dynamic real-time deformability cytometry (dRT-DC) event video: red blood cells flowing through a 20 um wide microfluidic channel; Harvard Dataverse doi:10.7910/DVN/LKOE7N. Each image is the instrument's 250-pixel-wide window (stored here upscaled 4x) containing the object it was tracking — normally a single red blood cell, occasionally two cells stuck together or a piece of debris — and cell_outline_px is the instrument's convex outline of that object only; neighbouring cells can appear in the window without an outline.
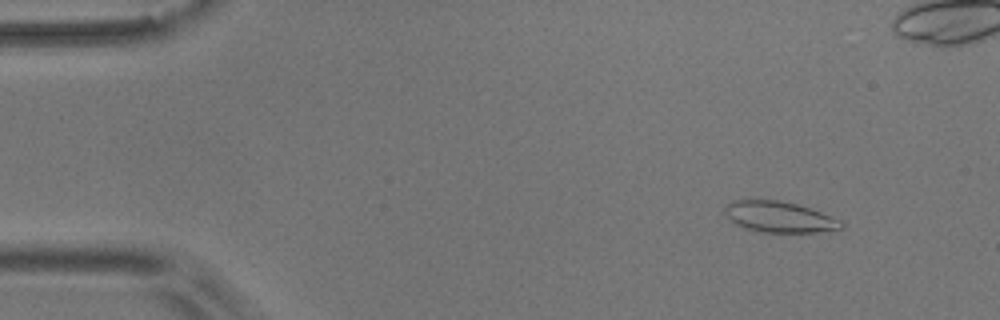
{"species": "common noctule bat (a hibernating species)", "species_latin": "Nyctalus noctula", "temperature_condition": "room temperature", "stored_images_in_passage": 57, "camera_frame_rate_fps": 3000, "um_per_image_px": 0.085, "animal": {"sex": "male", "body_mass_g": 17.9}, "frame": {"image": 1, "passage_image": 6, "time_ms": 1.667, "image_size_px": [1000, 320], "cell_outline_px": [[844, 228], [816, 232], [756, 232], [744, 228], [736, 224], [724, 212], [724, 204], [732, 200], [776, 200], [796, 204], [820, 212], [840, 220], [844, 224]], "centroid_in_image_um": [66.2, 18.44], "position_along_channel_um": 18.8, "area_um2": 20.87}}
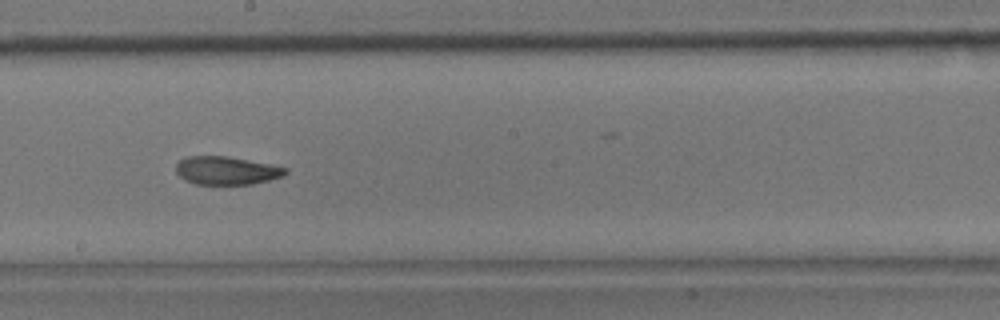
{"frame": {"image": 2, "passage_image": 31, "time_ms": 10.0, "image_size_px": [1000, 320], "cell_outline_px": [[288, 172], [284, 176], [252, 184], [196, 184], [184, 180], [176, 172], [176, 164], [180, 160], [188, 156], [228, 156], [288, 168]], "centroid_in_image_um": [19.24, 14.5], "position_along_channel_um": 229.0, "area_um2": 17.92}}
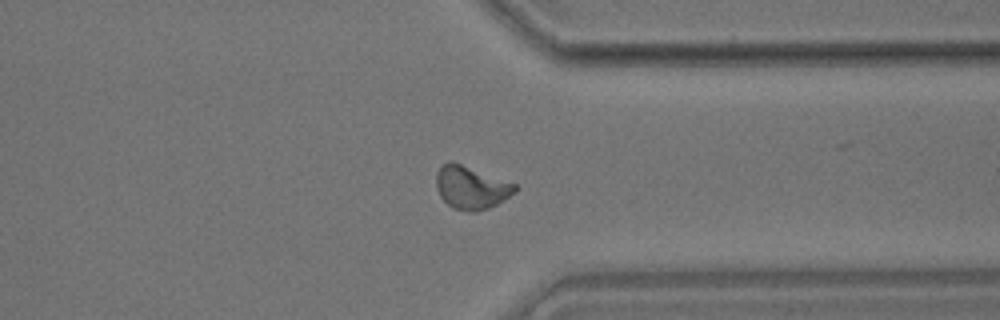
{"frame": {"image": 3, "passage_image": 43, "time_ms": 14.0, "image_size_px": [1000, 320], "cell_outline_px": [[516, 192], [496, 204], [488, 208], [476, 212], [468, 212], [452, 208], [440, 196], [436, 188], [436, 172], [448, 160], [452, 160], [516, 184]], "centroid_in_image_um": [40.02, 15.93], "position_along_channel_um": 371.4, "area_um2": 19.77}, "authors_computed_cell_mechanics": {"area_um2": 18.9584, "velocity_mm_per_s": 3.6081, "shape_relaxation_time_tau1_ms": 8.1255, "shape_relaxation_time_tau2_ms": 2.2343, "deformation_change_tau1": 0.1688, "deformation_change_tau2": 0.0741}}